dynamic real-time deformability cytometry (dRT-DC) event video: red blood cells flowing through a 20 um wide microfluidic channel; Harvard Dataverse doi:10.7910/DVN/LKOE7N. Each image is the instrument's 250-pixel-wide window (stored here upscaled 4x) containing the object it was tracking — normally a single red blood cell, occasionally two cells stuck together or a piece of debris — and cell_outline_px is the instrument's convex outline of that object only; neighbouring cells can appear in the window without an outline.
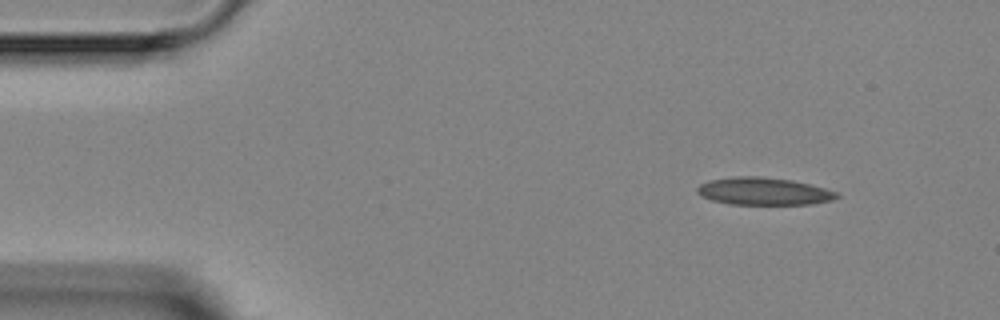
{"species": "Egyptian fruit bat (a non-hibernating species)", "species_latin": "Rousettus aegyptiacus", "temperature_condition": "room temperature", "stored_images_in_passage": 3, "camera_frame_rate_fps": 3000, "um_per_image_px": 0.085, "animal": {"sex": "female"}, "frame": {"image": 1, "passage_image": 1, "time_ms": 0.0, "image_size_px": [1000, 320], "cell_outline_px": [[840, 196], [832, 200], [812, 204], [728, 204], [712, 200], [700, 196], [696, 192], [696, 188], [700, 184], [708, 180], [736, 176], [756, 176], [792, 180], [824, 188], [836, 192]], "centroid_in_image_um": [64.86, 16.26], "position_along_channel_um": 20.1, "area_um2": 22.31}}